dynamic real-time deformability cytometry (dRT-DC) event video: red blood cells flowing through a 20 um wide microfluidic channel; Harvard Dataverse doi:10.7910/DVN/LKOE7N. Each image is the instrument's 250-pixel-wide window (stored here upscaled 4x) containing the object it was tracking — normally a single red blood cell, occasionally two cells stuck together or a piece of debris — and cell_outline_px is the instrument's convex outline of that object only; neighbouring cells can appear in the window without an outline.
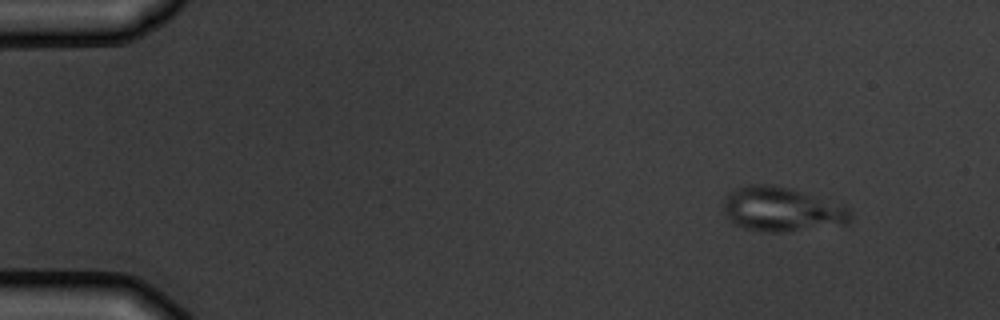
{"species": "common noctule bat (a hibernating species)", "species_latin": "Nyctalus noctula", "temperature_condition": "warm", "stored_images_in_passage": 4, "camera_frame_rate_fps": 3000, "um_per_image_px": 0.085, "animal": {"sex": "male", "body_mass_g": 19.5, "forearm_length_mm": 54.6}, "frame": {"image": 1, "passage_image": 1, "time_ms": 0.0, "image_size_px": [1000, 320], "cell_outline_px": [[852, 220], [848, 224], [784, 232], [760, 232], [744, 228], [736, 224], [724, 216], [724, 196], [728, 192], [736, 188], [748, 184], [772, 184], [792, 188], [848, 208], [852, 212]], "centroid_in_image_um": [66.41, 17.8], "position_along_channel_um": 18.6, "area_um2": 33.12}}